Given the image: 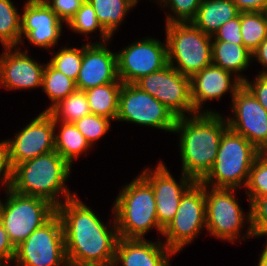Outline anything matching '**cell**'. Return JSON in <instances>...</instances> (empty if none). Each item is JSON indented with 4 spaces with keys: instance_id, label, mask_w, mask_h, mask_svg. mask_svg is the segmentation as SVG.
Instances as JSON below:
<instances>
[{
    "instance_id": "1",
    "label": "cell",
    "mask_w": 267,
    "mask_h": 266,
    "mask_svg": "<svg viewBox=\"0 0 267 266\" xmlns=\"http://www.w3.org/2000/svg\"><path fill=\"white\" fill-rule=\"evenodd\" d=\"M56 213L63 225L69 266H113L119 239L114 217L109 229L77 195L60 204Z\"/></svg>"
},
{
    "instance_id": "2",
    "label": "cell",
    "mask_w": 267,
    "mask_h": 266,
    "mask_svg": "<svg viewBox=\"0 0 267 266\" xmlns=\"http://www.w3.org/2000/svg\"><path fill=\"white\" fill-rule=\"evenodd\" d=\"M228 128L220 113L178 117L173 133L179 134L182 172L200 182L216 161L223 132Z\"/></svg>"
},
{
    "instance_id": "3",
    "label": "cell",
    "mask_w": 267,
    "mask_h": 266,
    "mask_svg": "<svg viewBox=\"0 0 267 266\" xmlns=\"http://www.w3.org/2000/svg\"><path fill=\"white\" fill-rule=\"evenodd\" d=\"M71 167L56 151L39 155L13 168L9 188L21 195L43 198L57 208L77 195L65 186ZM60 194L65 200H60Z\"/></svg>"
},
{
    "instance_id": "4",
    "label": "cell",
    "mask_w": 267,
    "mask_h": 266,
    "mask_svg": "<svg viewBox=\"0 0 267 266\" xmlns=\"http://www.w3.org/2000/svg\"><path fill=\"white\" fill-rule=\"evenodd\" d=\"M112 215L121 238L145 239L152 228L162 235L153 188L140 174L123 186L113 203Z\"/></svg>"
},
{
    "instance_id": "5",
    "label": "cell",
    "mask_w": 267,
    "mask_h": 266,
    "mask_svg": "<svg viewBox=\"0 0 267 266\" xmlns=\"http://www.w3.org/2000/svg\"><path fill=\"white\" fill-rule=\"evenodd\" d=\"M260 154L244 136L228 127L220 140L216 161L200 182L213 188L238 190L242 185L245 188L251 167Z\"/></svg>"
},
{
    "instance_id": "6",
    "label": "cell",
    "mask_w": 267,
    "mask_h": 266,
    "mask_svg": "<svg viewBox=\"0 0 267 266\" xmlns=\"http://www.w3.org/2000/svg\"><path fill=\"white\" fill-rule=\"evenodd\" d=\"M165 26L169 65L191 78L212 64V36L191 22H173Z\"/></svg>"
},
{
    "instance_id": "7",
    "label": "cell",
    "mask_w": 267,
    "mask_h": 266,
    "mask_svg": "<svg viewBox=\"0 0 267 266\" xmlns=\"http://www.w3.org/2000/svg\"><path fill=\"white\" fill-rule=\"evenodd\" d=\"M5 191V203L0 200V221L16 248L56 213V207L43 198L21 195L10 188Z\"/></svg>"
},
{
    "instance_id": "8",
    "label": "cell",
    "mask_w": 267,
    "mask_h": 266,
    "mask_svg": "<svg viewBox=\"0 0 267 266\" xmlns=\"http://www.w3.org/2000/svg\"><path fill=\"white\" fill-rule=\"evenodd\" d=\"M234 191L237 189L205 186L206 230L212 236L228 242L253 237L250 210L245 216L235 198ZM243 224L249 225L246 227L245 234L240 232Z\"/></svg>"
},
{
    "instance_id": "9",
    "label": "cell",
    "mask_w": 267,
    "mask_h": 266,
    "mask_svg": "<svg viewBox=\"0 0 267 266\" xmlns=\"http://www.w3.org/2000/svg\"><path fill=\"white\" fill-rule=\"evenodd\" d=\"M14 261L15 266H69L57 213L16 247Z\"/></svg>"
},
{
    "instance_id": "10",
    "label": "cell",
    "mask_w": 267,
    "mask_h": 266,
    "mask_svg": "<svg viewBox=\"0 0 267 266\" xmlns=\"http://www.w3.org/2000/svg\"><path fill=\"white\" fill-rule=\"evenodd\" d=\"M206 229L205 185L194 182L182 195L175 217L163 229V242L174 252H180L199 232Z\"/></svg>"
},
{
    "instance_id": "11",
    "label": "cell",
    "mask_w": 267,
    "mask_h": 266,
    "mask_svg": "<svg viewBox=\"0 0 267 266\" xmlns=\"http://www.w3.org/2000/svg\"><path fill=\"white\" fill-rule=\"evenodd\" d=\"M116 121L131 122L173 133L177 117L160 101L134 83H123Z\"/></svg>"
},
{
    "instance_id": "12",
    "label": "cell",
    "mask_w": 267,
    "mask_h": 266,
    "mask_svg": "<svg viewBox=\"0 0 267 266\" xmlns=\"http://www.w3.org/2000/svg\"><path fill=\"white\" fill-rule=\"evenodd\" d=\"M160 101L178 118L194 115L191 101L190 77L182 75L171 65L141 77L134 83Z\"/></svg>"
},
{
    "instance_id": "13",
    "label": "cell",
    "mask_w": 267,
    "mask_h": 266,
    "mask_svg": "<svg viewBox=\"0 0 267 266\" xmlns=\"http://www.w3.org/2000/svg\"><path fill=\"white\" fill-rule=\"evenodd\" d=\"M117 54V74L122 83H135L141 77L168 65L167 42L143 38L124 47Z\"/></svg>"
},
{
    "instance_id": "14",
    "label": "cell",
    "mask_w": 267,
    "mask_h": 266,
    "mask_svg": "<svg viewBox=\"0 0 267 266\" xmlns=\"http://www.w3.org/2000/svg\"><path fill=\"white\" fill-rule=\"evenodd\" d=\"M231 102L234 116L226 118L228 127L244 136L261 153L267 152V111L244 85Z\"/></svg>"
},
{
    "instance_id": "15",
    "label": "cell",
    "mask_w": 267,
    "mask_h": 266,
    "mask_svg": "<svg viewBox=\"0 0 267 266\" xmlns=\"http://www.w3.org/2000/svg\"><path fill=\"white\" fill-rule=\"evenodd\" d=\"M55 121L48 112H41L28 125L7 139L12 167L39 155L55 151Z\"/></svg>"
},
{
    "instance_id": "16",
    "label": "cell",
    "mask_w": 267,
    "mask_h": 266,
    "mask_svg": "<svg viewBox=\"0 0 267 266\" xmlns=\"http://www.w3.org/2000/svg\"><path fill=\"white\" fill-rule=\"evenodd\" d=\"M180 182H176L165 164L160 161L155 170L145 168L140 175L151 185L156 200L157 221L164 229L175 217L182 195L195 182L181 173Z\"/></svg>"
},
{
    "instance_id": "17",
    "label": "cell",
    "mask_w": 267,
    "mask_h": 266,
    "mask_svg": "<svg viewBox=\"0 0 267 266\" xmlns=\"http://www.w3.org/2000/svg\"><path fill=\"white\" fill-rule=\"evenodd\" d=\"M62 25L43 0H27L21 15V43L24 37L31 44L50 51L59 41Z\"/></svg>"
},
{
    "instance_id": "18",
    "label": "cell",
    "mask_w": 267,
    "mask_h": 266,
    "mask_svg": "<svg viewBox=\"0 0 267 266\" xmlns=\"http://www.w3.org/2000/svg\"><path fill=\"white\" fill-rule=\"evenodd\" d=\"M19 47H4L0 56V86L6 90L42 87L45 65L38 64ZM14 51V52H13Z\"/></svg>"
},
{
    "instance_id": "19",
    "label": "cell",
    "mask_w": 267,
    "mask_h": 266,
    "mask_svg": "<svg viewBox=\"0 0 267 266\" xmlns=\"http://www.w3.org/2000/svg\"><path fill=\"white\" fill-rule=\"evenodd\" d=\"M106 44L99 41L83 44L77 89L85 91L111 82H122L117 74V54L108 49Z\"/></svg>"
},
{
    "instance_id": "20",
    "label": "cell",
    "mask_w": 267,
    "mask_h": 266,
    "mask_svg": "<svg viewBox=\"0 0 267 266\" xmlns=\"http://www.w3.org/2000/svg\"><path fill=\"white\" fill-rule=\"evenodd\" d=\"M235 77L232 79V76ZM243 82L229 71L211 64L190 78L191 101L196 113H214L213 110H201L203 102L220 99L231 92L233 99Z\"/></svg>"
},
{
    "instance_id": "21",
    "label": "cell",
    "mask_w": 267,
    "mask_h": 266,
    "mask_svg": "<svg viewBox=\"0 0 267 266\" xmlns=\"http://www.w3.org/2000/svg\"><path fill=\"white\" fill-rule=\"evenodd\" d=\"M177 254L161 241L119 237L113 266H170V257Z\"/></svg>"
},
{
    "instance_id": "22",
    "label": "cell",
    "mask_w": 267,
    "mask_h": 266,
    "mask_svg": "<svg viewBox=\"0 0 267 266\" xmlns=\"http://www.w3.org/2000/svg\"><path fill=\"white\" fill-rule=\"evenodd\" d=\"M239 13L232 0H202L191 23L203 33L213 36L223 24L237 17Z\"/></svg>"
},
{
    "instance_id": "23",
    "label": "cell",
    "mask_w": 267,
    "mask_h": 266,
    "mask_svg": "<svg viewBox=\"0 0 267 266\" xmlns=\"http://www.w3.org/2000/svg\"><path fill=\"white\" fill-rule=\"evenodd\" d=\"M212 64L229 71L244 82L247 78L241 71L252 63V52L243 44H234L226 41H212Z\"/></svg>"
},
{
    "instance_id": "24",
    "label": "cell",
    "mask_w": 267,
    "mask_h": 266,
    "mask_svg": "<svg viewBox=\"0 0 267 266\" xmlns=\"http://www.w3.org/2000/svg\"><path fill=\"white\" fill-rule=\"evenodd\" d=\"M122 84V82H111L85 90L90 112L111 121L116 120Z\"/></svg>"
},
{
    "instance_id": "25",
    "label": "cell",
    "mask_w": 267,
    "mask_h": 266,
    "mask_svg": "<svg viewBox=\"0 0 267 266\" xmlns=\"http://www.w3.org/2000/svg\"><path fill=\"white\" fill-rule=\"evenodd\" d=\"M58 124L59 133H54L55 151L72 166L73 159L78 158L83 152L87 156L86 151L92 147L73 123L55 121V129L59 127Z\"/></svg>"
},
{
    "instance_id": "26",
    "label": "cell",
    "mask_w": 267,
    "mask_h": 266,
    "mask_svg": "<svg viewBox=\"0 0 267 266\" xmlns=\"http://www.w3.org/2000/svg\"><path fill=\"white\" fill-rule=\"evenodd\" d=\"M93 6L98 22L112 37L129 10L135 7L133 0H88Z\"/></svg>"
},
{
    "instance_id": "27",
    "label": "cell",
    "mask_w": 267,
    "mask_h": 266,
    "mask_svg": "<svg viewBox=\"0 0 267 266\" xmlns=\"http://www.w3.org/2000/svg\"><path fill=\"white\" fill-rule=\"evenodd\" d=\"M76 89L74 80L68 78L47 62L43 72L42 90L52 103L43 112H48L60 100L72 94Z\"/></svg>"
},
{
    "instance_id": "28",
    "label": "cell",
    "mask_w": 267,
    "mask_h": 266,
    "mask_svg": "<svg viewBox=\"0 0 267 266\" xmlns=\"http://www.w3.org/2000/svg\"><path fill=\"white\" fill-rule=\"evenodd\" d=\"M48 113L54 121L74 123L90 114V106L85 91L76 89L72 94L60 100Z\"/></svg>"
},
{
    "instance_id": "29",
    "label": "cell",
    "mask_w": 267,
    "mask_h": 266,
    "mask_svg": "<svg viewBox=\"0 0 267 266\" xmlns=\"http://www.w3.org/2000/svg\"><path fill=\"white\" fill-rule=\"evenodd\" d=\"M0 43L3 48L21 45V15L11 0H0Z\"/></svg>"
},
{
    "instance_id": "30",
    "label": "cell",
    "mask_w": 267,
    "mask_h": 266,
    "mask_svg": "<svg viewBox=\"0 0 267 266\" xmlns=\"http://www.w3.org/2000/svg\"><path fill=\"white\" fill-rule=\"evenodd\" d=\"M243 45L253 52L267 37V22L263 11L241 12Z\"/></svg>"
},
{
    "instance_id": "31",
    "label": "cell",
    "mask_w": 267,
    "mask_h": 266,
    "mask_svg": "<svg viewBox=\"0 0 267 266\" xmlns=\"http://www.w3.org/2000/svg\"><path fill=\"white\" fill-rule=\"evenodd\" d=\"M67 26L78 34H86V37L89 36L88 34L99 29L101 34L100 40H102L100 42H108L112 38L98 22L96 12L88 0L82 4Z\"/></svg>"
},
{
    "instance_id": "32",
    "label": "cell",
    "mask_w": 267,
    "mask_h": 266,
    "mask_svg": "<svg viewBox=\"0 0 267 266\" xmlns=\"http://www.w3.org/2000/svg\"><path fill=\"white\" fill-rule=\"evenodd\" d=\"M49 63L58 71L76 82L83 59V45L77 47H63L52 55Z\"/></svg>"
},
{
    "instance_id": "33",
    "label": "cell",
    "mask_w": 267,
    "mask_h": 266,
    "mask_svg": "<svg viewBox=\"0 0 267 266\" xmlns=\"http://www.w3.org/2000/svg\"><path fill=\"white\" fill-rule=\"evenodd\" d=\"M244 190L249 205L255 198L267 196V152L261 153L255 159Z\"/></svg>"
},
{
    "instance_id": "34",
    "label": "cell",
    "mask_w": 267,
    "mask_h": 266,
    "mask_svg": "<svg viewBox=\"0 0 267 266\" xmlns=\"http://www.w3.org/2000/svg\"><path fill=\"white\" fill-rule=\"evenodd\" d=\"M75 127L83 134L86 141L92 147L97 140H100L111 127V121L108 118L90 113L73 123Z\"/></svg>"
},
{
    "instance_id": "35",
    "label": "cell",
    "mask_w": 267,
    "mask_h": 266,
    "mask_svg": "<svg viewBox=\"0 0 267 266\" xmlns=\"http://www.w3.org/2000/svg\"><path fill=\"white\" fill-rule=\"evenodd\" d=\"M201 1L202 0H163L160 3L161 6L170 7V11H172L166 16L165 23L191 22L196 16Z\"/></svg>"
},
{
    "instance_id": "36",
    "label": "cell",
    "mask_w": 267,
    "mask_h": 266,
    "mask_svg": "<svg viewBox=\"0 0 267 266\" xmlns=\"http://www.w3.org/2000/svg\"><path fill=\"white\" fill-rule=\"evenodd\" d=\"M249 207L253 237H265L267 235V196L255 198Z\"/></svg>"
},
{
    "instance_id": "37",
    "label": "cell",
    "mask_w": 267,
    "mask_h": 266,
    "mask_svg": "<svg viewBox=\"0 0 267 266\" xmlns=\"http://www.w3.org/2000/svg\"><path fill=\"white\" fill-rule=\"evenodd\" d=\"M65 24L74 17L75 13L86 0H43Z\"/></svg>"
},
{
    "instance_id": "38",
    "label": "cell",
    "mask_w": 267,
    "mask_h": 266,
    "mask_svg": "<svg viewBox=\"0 0 267 266\" xmlns=\"http://www.w3.org/2000/svg\"><path fill=\"white\" fill-rule=\"evenodd\" d=\"M241 12L237 17L223 24L212 36V41H226L243 44L241 37Z\"/></svg>"
},
{
    "instance_id": "39",
    "label": "cell",
    "mask_w": 267,
    "mask_h": 266,
    "mask_svg": "<svg viewBox=\"0 0 267 266\" xmlns=\"http://www.w3.org/2000/svg\"><path fill=\"white\" fill-rule=\"evenodd\" d=\"M13 176V167L9 158V147L7 140L0 142V181L4 188H9Z\"/></svg>"
},
{
    "instance_id": "40",
    "label": "cell",
    "mask_w": 267,
    "mask_h": 266,
    "mask_svg": "<svg viewBox=\"0 0 267 266\" xmlns=\"http://www.w3.org/2000/svg\"><path fill=\"white\" fill-rule=\"evenodd\" d=\"M243 85L252 92L258 102L267 111V75L258 74L253 82L246 79Z\"/></svg>"
},
{
    "instance_id": "41",
    "label": "cell",
    "mask_w": 267,
    "mask_h": 266,
    "mask_svg": "<svg viewBox=\"0 0 267 266\" xmlns=\"http://www.w3.org/2000/svg\"><path fill=\"white\" fill-rule=\"evenodd\" d=\"M16 248L13 246L9 236L0 221V266H11L14 263Z\"/></svg>"
},
{
    "instance_id": "42",
    "label": "cell",
    "mask_w": 267,
    "mask_h": 266,
    "mask_svg": "<svg viewBox=\"0 0 267 266\" xmlns=\"http://www.w3.org/2000/svg\"><path fill=\"white\" fill-rule=\"evenodd\" d=\"M240 12L263 11L267 0H232Z\"/></svg>"
},
{
    "instance_id": "43",
    "label": "cell",
    "mask_w": 267,
    "mask_h": 266,
    "mask_svg": "<svg viewBox=\"0 0 267 266\" xmlns=\"http://www.w3.org/2000/svg\"><path fill=\"white\" fill-rule=\"evenodd\" d=\"M254 58L264 67L259 74L267 75V37L252 52V59Z\"/></svg>"
},
{
    "instance_id": "44",
    "label": "cell",
    "mask_w": 267,
    "mask_h": 266,
    "mask_svg": "<svg viewBox=\"0 0 267 266\" xmlns=\"http://www.w3.org/2000/svg\"><path fill=\"white\" fill-rule=\"evenodd\" d=\"M259 262L257 266H267V243L265 244L262 253H260Z\"/></svg>"
},
{
    "instance_id": "45",
    "label": "cell",
    "mask_w": 267,
    "mask_h": 266,
    "mask_svg": "<svg viewBox=\"0 0 267 266\" xmlns=\"http://www.w3.org/2000/svg\"><path fill=\"white\" fill-rule=\"evenodd\" d=\"M263 13H264V15H265L266 22H267V7L263 10Z\"/></svg>"
},
{
    "instance_id": "46",
    "label": "cell",
    "mask_w": 267,
    "mask_h": 266,
    "mask_svg": "<svg viewBox=\"0 0 267 266\" xmlns=\"http://www.w3.org/2000/svg\"><path fill=\"white\" fill-rule=\"evenodd\" d=\"M136 4L139 2L138 0H133ZM163 0H156V2L158 3V2H162Z\"/></svg>"
}]
</instances>
